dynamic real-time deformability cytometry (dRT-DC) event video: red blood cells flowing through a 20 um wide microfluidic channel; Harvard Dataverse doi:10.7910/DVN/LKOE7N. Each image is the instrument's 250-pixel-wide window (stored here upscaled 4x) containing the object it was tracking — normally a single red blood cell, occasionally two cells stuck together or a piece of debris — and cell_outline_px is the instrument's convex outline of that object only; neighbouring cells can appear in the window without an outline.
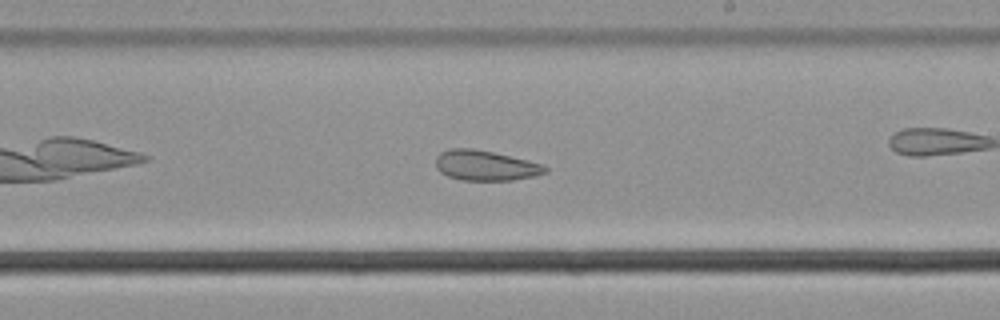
{"species": "common noctule bat (a hibernating species)", "species_latin": "Nyctalus noctula", "temperature_condition": "cold", "stored_images_in_passage": 43, "camera_frame_rate_fps": 3000, "um_per_image_px": 0.085, "animal": {"sex": "male", "body_mass_g": 21.5, "forearm_length_mm": 52.0}, "frame": {"image": 1, "passage_image": 19, "time_ms": 6.0, "image_size_px": [1000, 320], "cell_outline_px": [[548, 172], [536, 176], [512, 180], [460, 180], [448, 176], [440, 172], [436, 168], [436, 156], [440, 152], [448, 148], [472, 148], [492, 152], [528, 160], [540, 164], [548, 168]], "centroid_in_image_um": [41.24, 14.07], "position_along_channel_um": 247.8, "area_um2": 19.31}, "authors_computed_cell_mechanics": {"area_um2": 20.808, "velocity_mm_per_s": 3.6425, "shape_relaxation_time_tau1_ms": null, "shape_relaxation_time_tau2_ms": 2.1347, "deformation_change_tau1": null, "deformation_change_tau2": 0.0852}}